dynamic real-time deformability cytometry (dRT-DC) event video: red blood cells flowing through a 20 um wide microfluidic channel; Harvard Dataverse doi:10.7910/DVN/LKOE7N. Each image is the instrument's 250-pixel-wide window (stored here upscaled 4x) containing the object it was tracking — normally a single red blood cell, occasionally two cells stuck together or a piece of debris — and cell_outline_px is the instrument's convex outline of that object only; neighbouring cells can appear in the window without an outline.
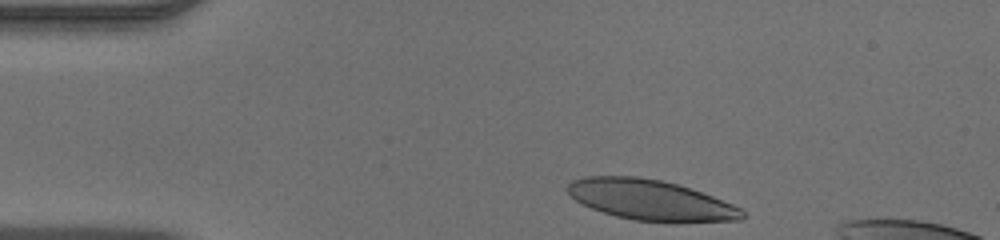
{"species": "human", "species_latin": "Homo sapiens", "temperature_condition": "warm", "stored_images_in_passage": 32, "camera_frame_rate_fps": 3000, "um_per_image_px": 0.085, "donor": {"sex": "male"}, "frame": {"image": 1, "passage_image": 1, "time_ms": 0.0, "image_size_px": [1000, 240], "cell_outline_px": [[744, 216], [740, 220], [632, 220], [616, 216], [592, 208], [576, 200], [564, 188], [572, 180], [584, 176], [636, 176], [660, 180], [676, 184], [712, 196], [732, 204], [740, 208], [744, 212]], "centroid_in_image_um": [55.2, 16.96], "position_along_channel_um": 29.8, "area_um2": 39.94}}
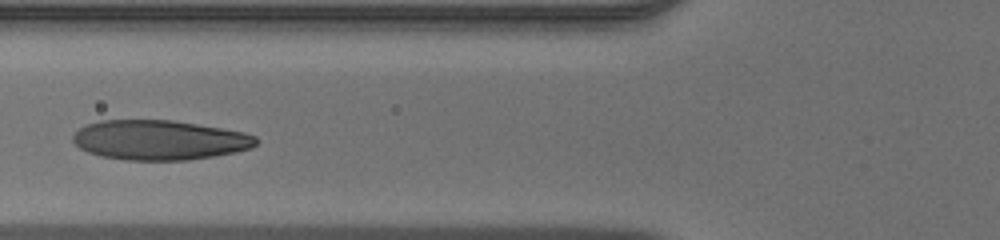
{"frame": {"image": 2, "passage_image": 11, "time_ms": 3.333, "image_size_px": [1000, 240], "cell_outline_px": [[260, 140], [252, 148], [236, 152], [188, 160], [124, 160], [100, 156], [88, 152], [80, 148], [72, 140], [72, 136], [80, 128], [88, 124], [100, 120], [172, 120], [244, 132], [256, 136]], "centroid_in_image_um": [13.56, 11.91], "position_along_channel_um": 112.2, "area_um2": 42.43}}
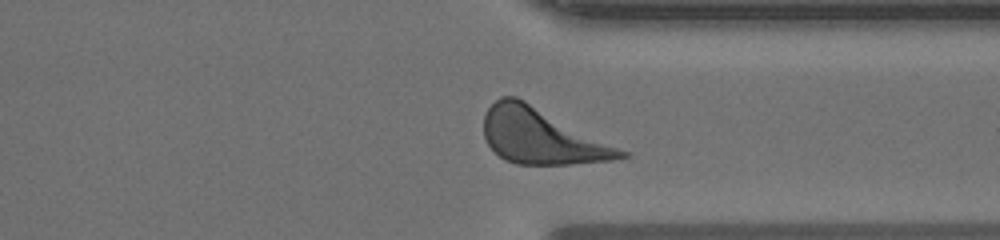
{"frame": {"image": 3, "passage_image": 29, "time_ms": 9.333, "image_size_px": [1000, 240], "cell_outline_px": [[628, 156], [612, 160], [572, 164], [516, 164], [504, 160], [488, 144], [484, 136], [484, 112], [500, 96], [516, 96], [628, 152]], "centroid_in_image_um": [45.99, 11.59], "position_along_channel_um": 365.4, "area_um2": 43.64}}